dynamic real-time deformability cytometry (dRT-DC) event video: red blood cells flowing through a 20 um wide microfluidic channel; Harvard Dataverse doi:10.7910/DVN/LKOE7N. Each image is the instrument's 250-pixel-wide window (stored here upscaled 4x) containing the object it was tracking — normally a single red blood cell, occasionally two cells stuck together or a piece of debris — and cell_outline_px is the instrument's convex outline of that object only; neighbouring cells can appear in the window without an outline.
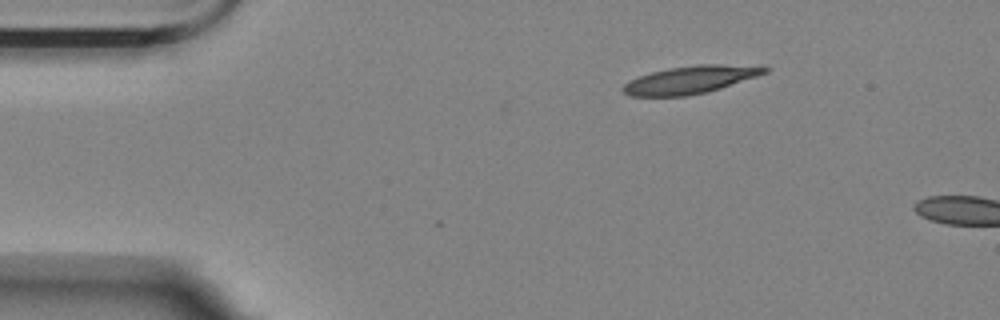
{"species": "Egyptian fruit bat (a non-hibernating species)", "species_latin": "Rousettus aegyptiacus", "temperature_condition": "room temperature", "stored_images_in_passage": 3, "camera_frame_rate_fps": 3000, "um_per_image_px": 0.085, "animal": {"sex": "female"}, "frame": {"image": 1, "passage_image": 1, "time_ms": 0.0, "image_size_px": [1000, 320], "cell_outline_px": [[772, 68], [768, 72], [708, 92], [684, 96], [628, 96], [620, 88], [628, 80], [652, 72], [668, 68], [696, 64], [764, 64]], "centroid_in_image_um": [58.76, 6.75], "position_along_channel_um": 26.2, "area_um2": 23.29}}